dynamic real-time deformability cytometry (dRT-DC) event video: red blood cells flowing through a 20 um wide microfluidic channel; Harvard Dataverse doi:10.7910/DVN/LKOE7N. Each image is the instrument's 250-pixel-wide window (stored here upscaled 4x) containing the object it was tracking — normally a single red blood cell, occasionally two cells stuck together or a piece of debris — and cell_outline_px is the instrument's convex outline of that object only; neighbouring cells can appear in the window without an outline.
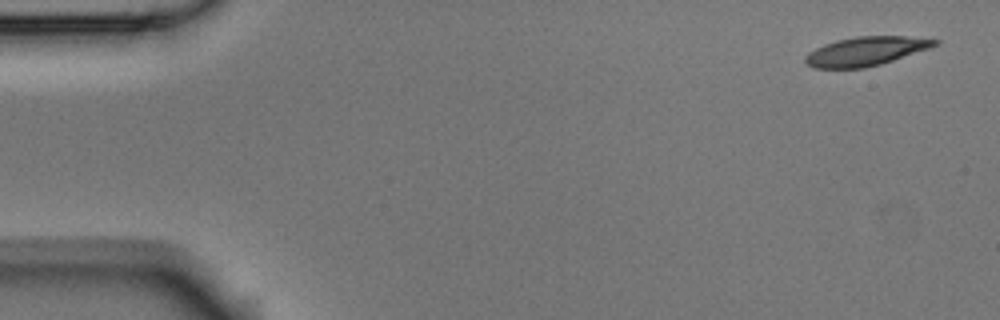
{"species": "Egyptian fruit bat (a non-hibernating species)", "species_latin": "Rousettus aegyptiacus", "temperature_condition": "room temperature", "stored_images_in_passage": 4, "camera_frame_rate_fps": 3000, "um_per_image_px": 0.085, "animal": {"sex": "male"}, "frame": {"image": 1, "passage_image": 1, "time_ms": 0.0, "image_size_px": [1000, 320], "cell_outline_px": [[940, 44], [880, 64], [864, 68], [812, 68], [804, 60], [804, 56], [808, 52], [824, 44], [836, 40], [856, 36], [908, 36], [940, 40]], "centroid_in_image_um": [73.56, 4.35], "position_along_channel_um": 11.4, "area_um2": 21.73}}
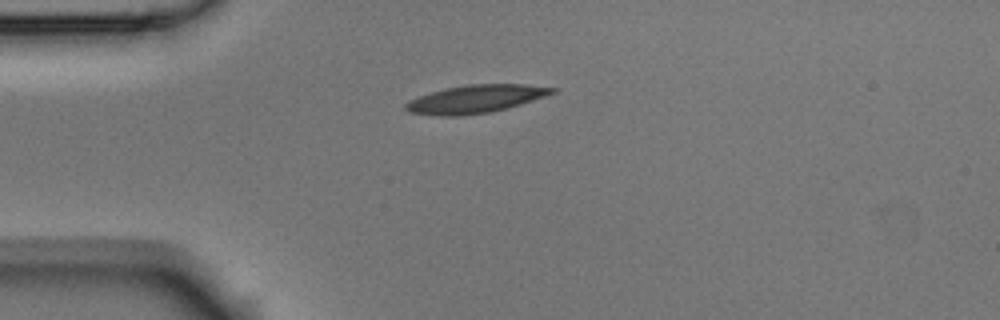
{"frame": {"image": 2, "passage_image": 4, "time_ms": 1.0, "image_size_px": [1000, 320], "cell_outline_px": [[556, 92], [520, 104], [492, 112], [456, 116], [444, 116], [408, 112], [404, 108], [404, 104], [408, 100], [444, 88], [464, 84], [524, 84], [556, 88]], "centroid_in_image_um": [40.38, 8.41], "position_along_channel_um": 44.6, "area_um2": 23.76}}